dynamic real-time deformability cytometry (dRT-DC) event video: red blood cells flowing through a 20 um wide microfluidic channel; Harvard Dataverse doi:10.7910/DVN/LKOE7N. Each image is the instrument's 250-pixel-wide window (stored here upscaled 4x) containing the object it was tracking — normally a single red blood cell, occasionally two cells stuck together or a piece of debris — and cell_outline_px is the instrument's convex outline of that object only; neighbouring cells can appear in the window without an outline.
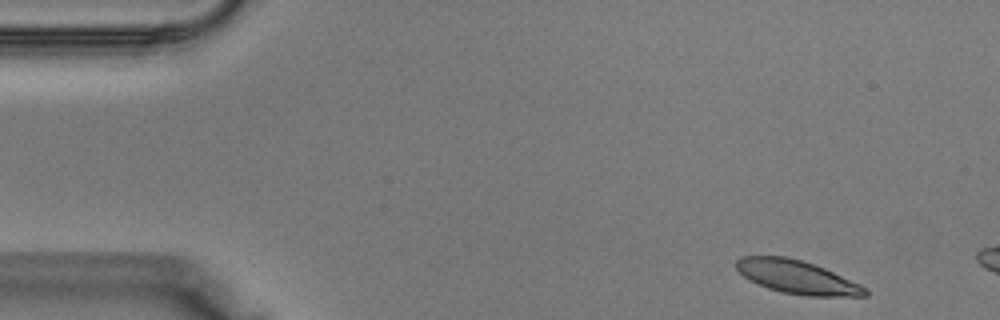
{"species": "Egyptian fruit bat (a non-hibernating species)", "species_latin": "Rousettus aegyptiacus", "temperature_condition": "warm", "stored_images_in_passage": 8, "camera_frame_rate_fps": 3000, "um_per_image_px": 0.085, "animal": {"sex": "male"}, "frame": {"image": 1, "passage_image": 2, "time_ms": 0.333, "image_size_px": [1000, 320], "cell_outline_px": [[868, 296], [808, 296], [780, 292], [768, 288], [748, 280], [736, 268], [736, 260], [740, 256], [784, 256], [800, 260], [824, 268], [860, 284], [868, 288]], "centroid_in_image_um": [67.74, 23.56], "position_along_channel_um": 17.3, "area_um2": 24.97}}